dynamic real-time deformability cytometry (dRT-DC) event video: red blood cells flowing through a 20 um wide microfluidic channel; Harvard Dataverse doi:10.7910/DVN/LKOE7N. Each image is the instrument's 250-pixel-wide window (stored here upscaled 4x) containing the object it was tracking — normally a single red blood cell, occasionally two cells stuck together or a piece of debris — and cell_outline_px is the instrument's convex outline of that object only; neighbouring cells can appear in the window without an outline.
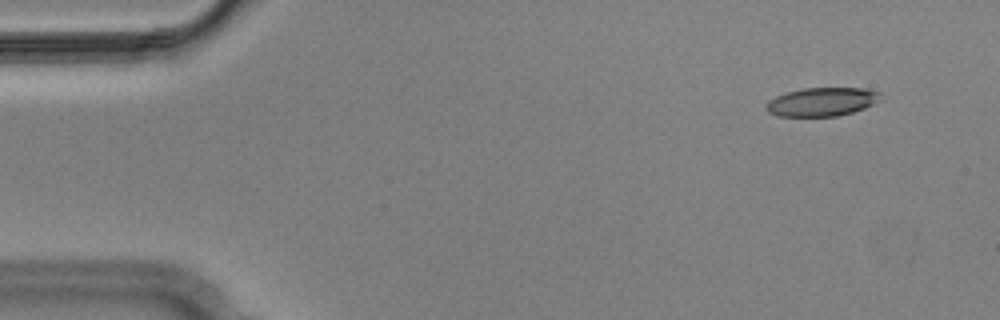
{"species": "Egyptian fruit bat (a non-hibernating species)", "species_latin": "Rousettus aegyptiacus", "temperature_condition": "cold", "stored_images_in_passage": 7, "camera_frame_rate_fps": 3000, "um_per_image_px": 0.085, "animal": {"sex": "male"}, "frame": {"image": 1, "passage_image": 1, "time_ms": 0.0, "image_size_px": [1000, 320], "cell_outline_px": [[880, 100], [864, 108], [852, 112], [836, 116], [776, 116], [768, 112], [764, 108], [764, 104], [768, 100], [776, 96], [788, 92], [804, 88], [864, 88], [880, 92]], "centroid_in_image_um": [69.82, 8.66], "position_along_channel_um": 15.2, "area_um2": 19.07}}
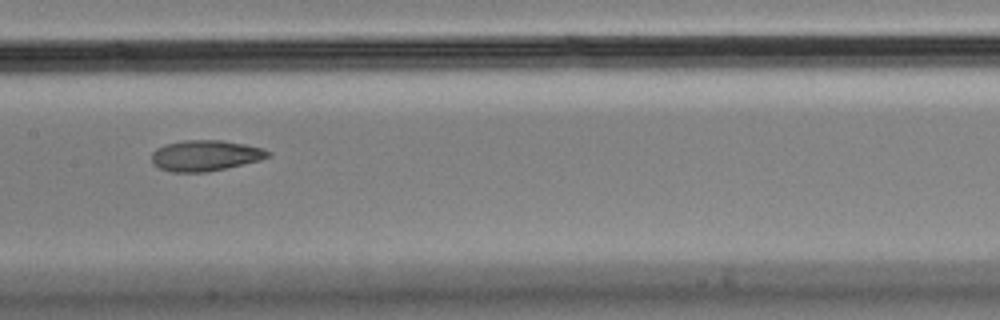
{"frame": {"image": 2, "passage_image": 5, "time_ms": 1.333, "image_size_px": [1000, 320], "cell_outline_px": [[272, 156], [260, 160], [208, 172], [172, 172], [160, 168], [152, 164], [152, 152], [156, 148], [164, 144], [184, 140], [220, 140], [248, 144], [264, 148], [272, 152]], "centroid_in_image_um": [17.48, 13.21], "position_along_channel_um": 189.9, "area_um2": 21.15}}
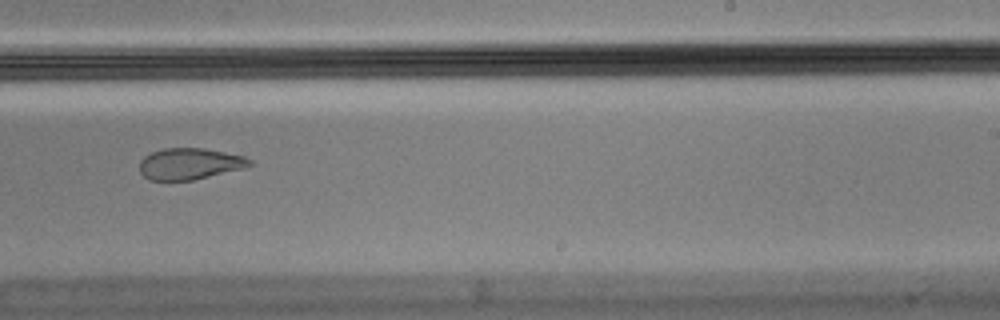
{"frame": {"image": 3, "passage_image": 7, "time_ms": 2.0, "image_size_px": [1000, 320], "cell_outline_px": [[252, 164], [240, 168], [192, 180], [148, 180], [140, 172], [140, 160], [144, 156], [152, 152], [164, 148], [204, 148], [244, 156], [252, 160]], "centroid_in_image_um": [16.07, 13.91], "position_along_channel_um": 272.9, "area_um2": 19.83}}